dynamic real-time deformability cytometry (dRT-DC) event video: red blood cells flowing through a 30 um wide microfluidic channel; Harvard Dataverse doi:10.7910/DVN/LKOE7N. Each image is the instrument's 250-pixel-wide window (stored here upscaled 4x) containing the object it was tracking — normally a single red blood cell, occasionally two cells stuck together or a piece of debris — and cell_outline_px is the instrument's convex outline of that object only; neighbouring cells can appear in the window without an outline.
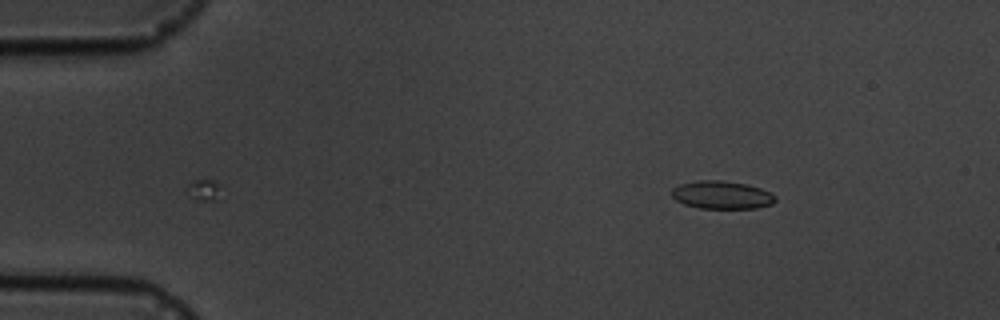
{"species": "common noctule bat (a hibernating species)", "species_latin": "Nyctalus noctula", "temperature_condition": "cold", "stored_images_in_passage": 4, "camera_frame_rate_fps": 3000, "um_per_image_px": 0.085, "animal": {"sex": "male", "body_mass_g": 19.5, "forearm_length_mm": 54.6}, "frame": {"image": 1, "passage_image": 4, "time_ms": 4.333, "image_size_px": [1000, 320], "cell_outline_px": [[776, 200], [772, 204], [756, 208], [700, 208], [684, 204], [676, 200], [672, 196], [672, 188], [680, 184], [700, 180], [724, 180], [748, 184], [772, 192], [776, 196]], "centroid_in_image_um": [61.38, 16.56], "position_along_channel_um": 23.6, "area_um2": 16.99}}